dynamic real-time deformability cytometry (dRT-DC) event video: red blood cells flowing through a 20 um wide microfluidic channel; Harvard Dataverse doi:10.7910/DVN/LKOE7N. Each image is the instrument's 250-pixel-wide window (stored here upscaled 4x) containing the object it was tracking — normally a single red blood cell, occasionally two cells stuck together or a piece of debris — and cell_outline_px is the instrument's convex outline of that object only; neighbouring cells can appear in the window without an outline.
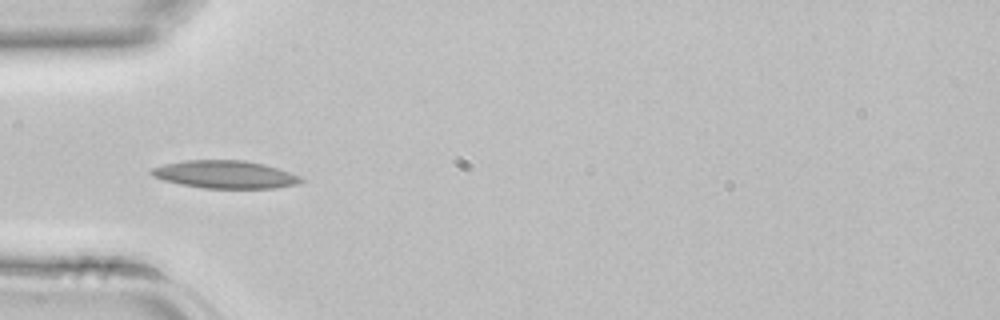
{"species": "common noctule bat (a hibernating species)", "species_latin": "Nyctalus noctula", "temperature_condition": "room temperature", "stored_images_in_passage": 35, "camera_frame_rate_fps": 3000, "um_per_image_px": 0.085, "animal": {"sex": "female", "body_mass_g": 22.7, "forearm_length_mm": 54.2}, "frame": {"image": 1, "passage_image": 6, "time_ms": 1.667, "image_size_px": [1000, 320], "cell_outline_px": [[304, 180], [296, 184], [276, 188], [204, 188], [180, 184], [164, 180], [152, 176], [148, 172], [148, 168], [164, 164], [184, 160], [244, 160], [264, 164], [300, 176]], "centroid_in_image_um": [19.07, 14.82], "position_along_channel_um": 65.9, "area_um2": 24.22}}
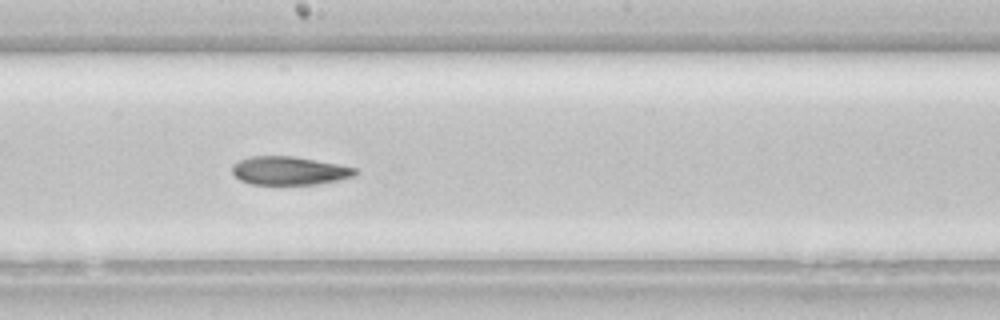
{"frame": {"image": 2, "passage_image": 16, "time_ms": 5.0, "image_size_px": [1000, 320], "cell_outline_px": [[360, 172], [352, 176], [336, 180], [316, 184], [252, 184], [240, 180], [232, 172], [232, 164], [248, 156], [292, 156], [336, 164], [356, 168]], "centroid_in_image_um": [24.55, 14.5], "position_along_channel_um": 223.7, "area_um2": 20.11}}